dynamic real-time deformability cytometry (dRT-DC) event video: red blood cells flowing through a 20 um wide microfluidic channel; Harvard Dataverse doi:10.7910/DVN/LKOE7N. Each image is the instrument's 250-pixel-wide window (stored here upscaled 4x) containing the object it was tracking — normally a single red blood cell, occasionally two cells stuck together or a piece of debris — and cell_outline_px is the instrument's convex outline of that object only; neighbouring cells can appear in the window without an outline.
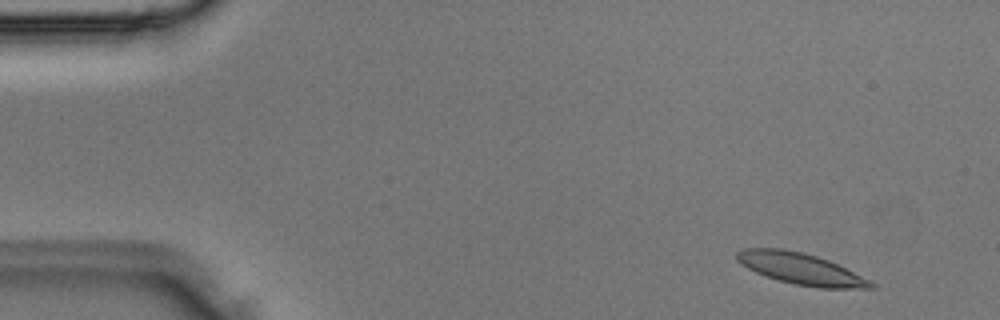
{"species": "Egyptian fruit bat (a non-hibernating species)", "species_latin": "Rousettus aegyptiacus", "temperature_condition": "room temperature", "stored_images_in_passage": 2, "camera_frame_rate_fps": 3000, "um_per_image_px": 0.085, "animal": {"sex": "male"}, "frame": {"image": 1, "passage_image": 2, "time_ms": 0.333, "image_size_px": [1000, 320], "cell_outline_px": [[876, 288], [816, 288], [792, 284], [756, 272], [740, 264], [736, 260], [736, 252], [740, 248], [784, 248], [804, 252], [828, 260], [872, 280], [876, 284]], "centroid_in_image_um": [68.07, 22.84], "position_along_channel_um": 16.9, "area_um2": 24.74}}